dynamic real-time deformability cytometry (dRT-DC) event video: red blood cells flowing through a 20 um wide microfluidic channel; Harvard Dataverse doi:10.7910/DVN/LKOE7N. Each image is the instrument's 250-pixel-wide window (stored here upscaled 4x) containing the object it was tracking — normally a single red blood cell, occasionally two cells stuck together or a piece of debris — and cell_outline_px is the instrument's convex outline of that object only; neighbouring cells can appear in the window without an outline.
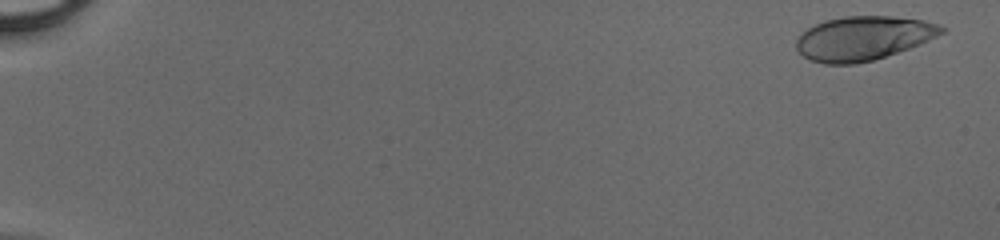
{"species": "human", "species_latin": "Homo sapiens", "temperature_condition": "cold", "stored_images_in_passage": 50, "camera_frame_rate_fps": 3000, "um_per_image_px": 0.085, "donor": {"sex": "male"}, "frame": {"image": 1, "passage_image": 2, "time_ms": 0.333, "image_size_px": [1000, 240], "cell_outline_px": [[948, 28], [944, 32], [928, 40], [908, 48], [872, 60], [856, 64], [824, 64], [808, 60], [796, 48], [796, 40], [808, 28], [824, 20], [844, 16], [892, 16], [924, 20], [940, 24]], "centroid_in_image_um": [73.38, 3.24], "position_along_channel_um": 11.6, "area_um2": 37.17}}
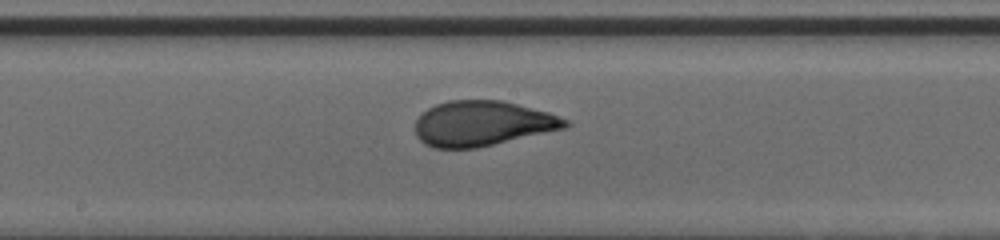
{"frame": {"image": 2, "passage_image": 29, "time_ms": 9.333, "image_size_px": [1000, 240], "cell_outline_px": [[572, 124], [568, 128], [476, 148], [432, 148], [424, 144], [416, 136], [416, 120], [428, 108], [436, 104], [448, 100], [504, 100], [548, 112], [568, 120]], "centroid_in_image_um": [41.03, 10.5], "position_along_channel_um": 207.2, "area_um2": 39.65}}
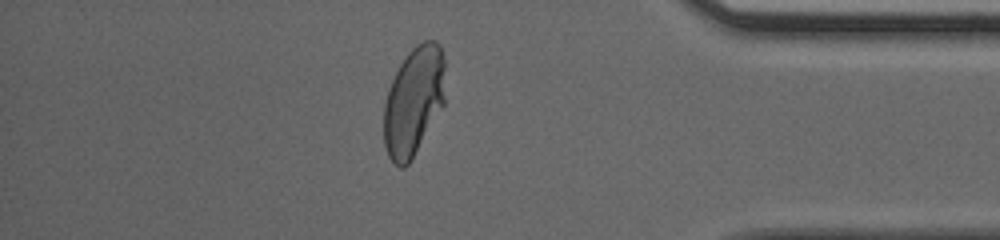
{"frame": {"image": 3, "passage_image": 44, "time_ms": 14.333, "image_size_px": [1000, 240], "cell_outline_px": [[444, 104], [408, 164], [404, 168], [400, 168], [388, 156], [384, 144], [384, 104], [388, 88], [400, 64], [408, 52], [416, 44], [424, 40], [436, 40], [440, 44], [444, 60]], "centroid_in_image_um": [35.15, 8.57], "position_along_channel_um": 400.0, "area_um2": 38.78}}